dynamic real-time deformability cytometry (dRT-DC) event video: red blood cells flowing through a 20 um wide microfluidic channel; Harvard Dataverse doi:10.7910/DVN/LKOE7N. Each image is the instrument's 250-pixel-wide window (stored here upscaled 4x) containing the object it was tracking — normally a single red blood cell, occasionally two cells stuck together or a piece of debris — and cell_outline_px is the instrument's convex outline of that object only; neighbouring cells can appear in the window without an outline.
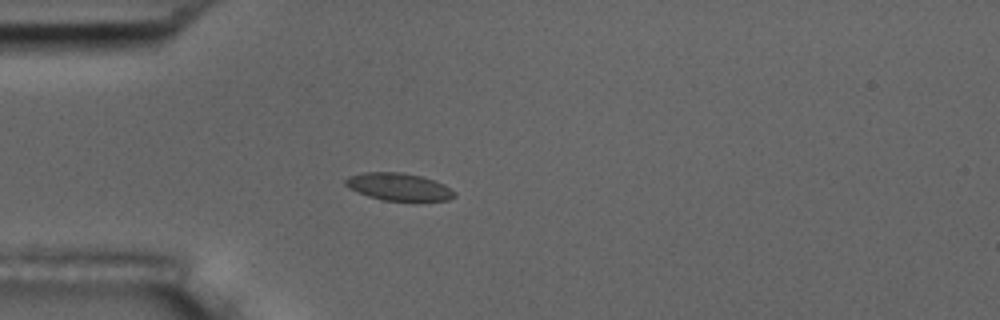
{"species": "common noctule bat (a hibernating species)", "species_latin": "Nyctalus noctula", "temperature_condition": "room temperature", "stored_images_in_passage": 41, "camera_frame_rate_fps": 3000, "um_per_image_px": 0.085, "animal": {"sex": "male", "body_mass_g": 17.5, "forearm_length_mm": 52.3}, "frame": {"image": 1, "passage_image": 1, "time_ms": 0.0, "image_size_px": [1000, 320], "cell_outline_px": [[456, 196], [448, 200], [384, 200], [368, 196], [348, 188], [344, 184], [344, 180], [348, 176], [364, 172], [400, 172], [420, 176], [444, 184], [456, 192]], "centroid_in_image_um": [33.86, 15.87], "position_along_channel_um": 51.1, "area_um2": 17.28}}
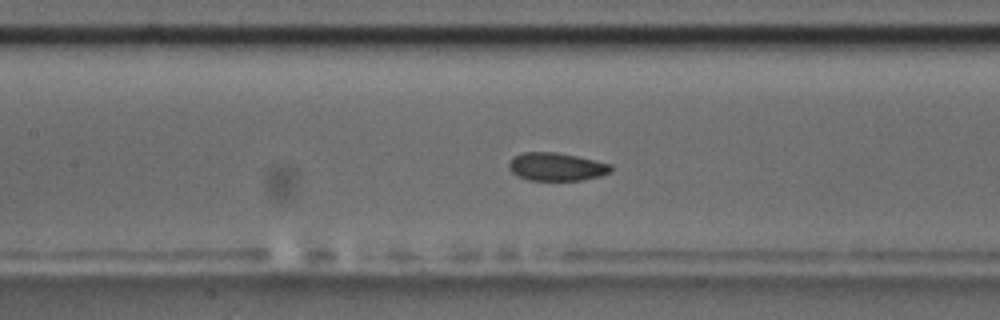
{"frame": {"image": 2, "passage_image": 11, "time_ms": 3.333, "image_size_px": [1000, 320], "cell_outline_px": [[612, 168], [608, 172], [600, 176], [580, 180], [528, 180], [512, 172], [508, 168], [508, 164], [512, 156], [520, 152], [556, 152], [576, 156], [612, 164]], "centroid_in_image_um": [47.25, 14.16], "position_along_channel_um": 160.1, "area_um2": 16.65}}
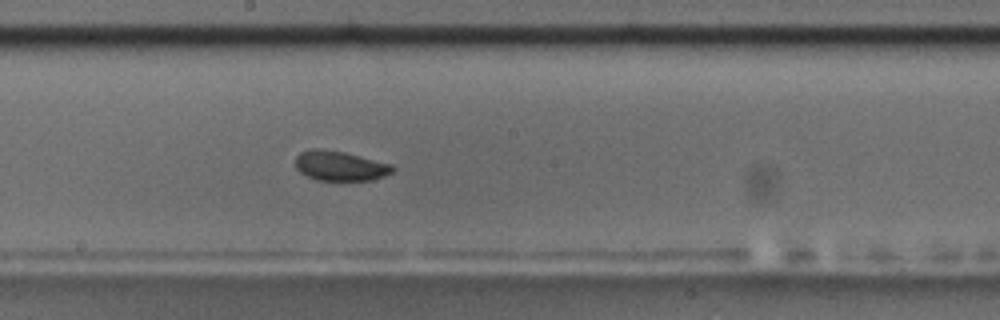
{"frame": {"image": 3, "passage_image": 16, "time_ms": 5.0, "image_size_px": [1000, 320], "cell_outline_px": [[396, 168], [392, 172], [384, 176], [372, 180], [316, 180], [300, 172], [296, 168], [296, 156], [300, 152], [312, 148], [320, 148], [344, 152], [392, 164]], "centroid_in_image_um": [28.9, 14.09], "position_along_channel_um": 219.3, "area_um2": 16.88}, "authors_computed_cell_mechanics": {"area_um2": 16.9932, "velocity_mm_per_s": 3.5872, "shape_relaxation_time_tau1_ms": 6.8918, "shape_relaxation_time_tau2_ms": 2.6752, "deformation_change_tau1": 0.094, "deformation_change_tau2": 0.0665}}